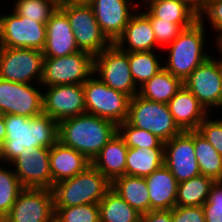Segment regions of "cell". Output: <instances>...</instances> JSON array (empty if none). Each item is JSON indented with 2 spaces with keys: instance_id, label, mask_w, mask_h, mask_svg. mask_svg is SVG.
<instances>
[{
  "instance_id": "1",
  "label": "cell",
  "mask_w": 222,
  "mask_h": 222,
  "mask_svg": "<svg viewBox=\"0 0 222 222\" xmlns=\"http://www.w3.org/2000/svg\"><path fill=\"white\" fill-rule=\"evenodd\" d=\"M4 122L7 134L2 163H11L25 148H51L58 141V122L44 113L31 118L7 114Z\"/></svg>"
},
{
  "instance_id": "2",
  "label": "cell",
  "mask_w": 222,
  "mask_h": 222,
  "mask_svg": "<svg viewBox=\"0 0 222 222\" xmlns=\"http://www.w3.org/2000/svg\"><path fill=\"white\" fill-rule=\"evenodd\" d=\"M117 133V124L87 113L58 122V141L82 153L90 162Z\"/></svg>"
},
{
  "instance_id": "3",
  "label": "cell",
  "mask_w": 222,
  "mask_h": 222,
  "mask_svg": "<svg viewBox=\"0 0 222 222\" xmlns=\"http://www.w3.org/2000/svg\"><path fill=\"white\" fill-rule=\"evenodd\" d=\"M112 183L92 164L70 179L54 184V207L99 204Z\"/></svg>"
},
{
  "instance_id": "4",
  "label": "cell",
  "mask_w": 222,
  "mask_h": 222,
  "mask_svg": "<svg viewBox=\"0 0 222 222\" xmlns=\"http://www.w3.org/2000/svg\"><path fill=\"white\" fill-rule=\"evenodd\" d=\"M204 19L199 18L192 26L183 29L169 44V56L164 68L184 81L191 72L210 56L204 52Z\"/></svg>"
},
{
  "instance_id": "5",
  "label": "cell",
  "mask_w": 222,
  "mask_h": 222,
  "mask_svg": "<svg viewBox=\"0 0 222 222\" xmlns=\"http://www.w3.org/2000/svg\"><path fill=\"white\" fill-rule=\"evenodd\" d=\"M59 9L67 16L80 51L95 57L112 44L103 34L89 3L61 0Z\"/></svg>"
},
{
  "instance_id": "6",
  "label": "cell",
  "mask_w": 222,
  "mask_h": 222,
  "mask_svg": "<svg viewBox=\"0 0 222 222\" xmlns=\"http://www.w3.org/2000/svg\"><path fill=\"white\" fill-rule=\"evenodd\" d=\"M126 121L131 126L150 131L164 143L182 132L167 104L146 100L138 94L130 98Z\"/></svg>"
},
{
  "instance_id": "7",
  "label": "cell",
  "mask_w": 222,
  "mask_h": 222,
  "mask_svg": "<svg viewBox=\"0 0 222 222\" xmlns=\"http://www.w3.org/2000/svg\"><path fill=\"white\" fill-rule=\"evenodd\" d=\"M83 90L87 114L110 120L117 125L127 120L130 102L128 95L110 88L95 74L83 83Z\"/></svg>"
},
{
  "instance_id": "8",
  "label": "cell",
  "mask_w": 222,
  "mask_h": 222,
  "mask_svg": "<svg viewBox=\"0 0 222 222\" xmlns=\"http://www.w3.org/2000/svg\"><path fill=\"white\" fill-rule=\"evenodd\" d=\"M93 71L94 57L84 51L62 57L44 58L40 85L50 87L83 84Z\"/></svg>"
},
{
  "instance_id": "9",
  "label": "cell",
  "mask_w": 222,
  "mask_h": 222,
  "mask_svg": "<svg viewBox=\"0 0 222 222\" xmlns=\"http://www.w3.org/2000/svg\"><path fill=\"white\" fill-rule=\"evenodd\" d=\"M93 74H98L107 86L130 98L138 94L139 88L131 76L128 52L122 51L115 43L94 57Z\"/></svg>"
},
{
  "instance_id": "10",
  "label": "cell",
  "mask_w": 222,
  "mask_h": 222,
  "mask_svg": "<svg viewBox=\"0 0 222 222\" xmlns=\"http://www.w3.org/2000/svg\"><path fill=\"white\" fill-rule=\"evenodd\" d=\"M43 61V51L0 46V79L26 84H33L36 79L40 84Z\"/></svg>"
},
{
  "instance_id": "11",
  "label": "cell",
  "mask_w": 222,
  "mask_h": 222,
  "mask_svg": "<svg viewBox=\"0 0 222 222\" xmlns=\"http://www.w3.org/2000/svg\"><path fill=\"white\" fill-rule=\"evenodd\" d=\"M183 85L209 112L210 107L222 108V61L210 57L196 67Z\"/></svg>"
},
{
  "instance_id": "12",
  "label": "cell",
  "mask_w": 222,
  "mask_h": 222,
  "mask_svg": "<svg viewBox=\"0 0 222 222\" xmlns=\"http://www.w3.org/2000/svg\"><path fill=\"white\" fill-rule=\"evenodd\" d=\"M46 44V24L17 16L14 12L0 17V46L31 48L43 51Z\"/></svg>"
},
{
  "instance_id": "13",
  "label": "cell",
  "mask_w": 222,
  "mask_h": 222,
  "mask_svg": "<svg viewBox=\"0 0 222 222\" xmlns=\"http://www.w3.org/2000/svg\"><path fill=\"white\" fill-rule=\"evenodd\" d=\"M0 113L28 118L43 113V93L32 84L0 79Z\"/></svg>"
},
{
  "instance_id": "14",
  "label": "cell",
  "mask_w": 222,
  "mask_h": 222,
  "mask_svg": "<svg viewBox=\"0 0 222 222\" xmlns=\"http://www.w3.org/2000/svg\"><path fill=\"white\" fill-rule=\"evenodd\" d=\"M164 165L177 182L201 175L193 143V130L182 131L164 143Z\"/></svg>"
},
{
  "instance_id": "15",
  "label": "cell",
  "mask_w": 222,
  "mask_h": 222,
  "mask_svg": "<svg viewBox=\"0 0 222 222\" xmlns=\"http://www.w3.org/2000/svg\"><path fill=\"white\" fill-rule=\"evenodd\" d=\"M50 148H25L9 165L15 166V174L23 188L52 189L49 164Z\"/></svg>"
},
{
  "instance_id": "16",
  "label": "cell",
  "mask_w": 222,
  "mask_h": 222,
  "mask_svg": "<svg viewBox=\"0 0 222 222\" xmlns=\"http://www.w3.org/2000/svg\"><path fill=\"white\" fill-rule=\"evenodd\" d=\"M54 215L52 189L24 188L6 219L7 222H48Z\"/></svg>"
},
{
  "instance_id": "17",
  "label": "cell",
  "mask_w": 222,
  "mask_h": 222,
  "mask_svg": "<svg viewBox=\"0 0 222 222\" xmlns=\"http://www.w3.org/2000/svg\"><path fill=\"white\" fill-rule=\"evenodd\" d=\"M43 93V113L57 122L85 114L83 84L54 85Z\"/></svg>"
},
{
  "instance_id": "18",
  "label": "cell",
  "mask_w": 222,
  "mask_h": 222,
  "mask_svg": "<svg viewBox=\"0 0 222 222\" xmlns=\"http://www.w3.org/2000/svg\"><path fill=\"white\" fill-rule=\"evenodd\" d=\"M132 0H91L88 2L107 39L112 43L121 37L137 6ZM132 5V6H131ZM131 8V9H130ZM132 8L134 10H132ZM132 10V11H131Z\"/></svg>"
},
{
  "instance_id": "19",
  "label": "cell",
  "mask_w": 222,
  "mask_h": 222,
  "mask_svg": "<svg viewBox=\"0 0 222 222\" xmlns=\"http://www.w3.org/2000/svg\"><path fill=\"white\" fill-rule=\"evenodd\" d=\"M80 51L67 16L58 8L46 23L44 58L62 57Z\"/></svg>"
},
{
  "instance_id": "20",
  "label": "cell",
  "mask_w": 222,
  "mask_h": 222,
  "mask_svg": "<svg viewBox=\"0 0 222 222\" xmlns=\"http://www.w3.org/2000/svg\"><path fill=\"white\" fill-rule=\"evenodd\" d=\"M167 105L175 123L182 131L197 130L199 124L210 115L184 85Z\"/></svg>"
},
{
  "instance_id": "21",
  "label": "cell",
  "mask_w": 222,
  "mask_h": 222,
  "mask_svg": "<svg viewBox=\"0 0 222 222\" xmlns=\"http://www.w3.org/2000/svg\"><path fill=\"white\" fill-rule=\"evenodd\" d=\"M49 164L53 188L54 184L84 171L91 162L82 153L57 141L50 148Z\"/></svg>"
},
{
  "instance_id": "22",
  "label": "cell",
  "mask_w": 222,
  "mask_h": 222,
  "mask_svg": "<svg viewBox=\"0 0 222 222\" xmlns=\"http://www.w3.org/2000/svg\"><path fill=\"white\" fill-rule=\"evenodd\" d=\"M144 178L149 190L150 211L172 210L176 206L178 182L170 170L162 165Z\"/></svg>"
},
{
  "instance_id": "23",
  "label": "cell",
  "mask_w": 222,
  "mask_h": 222,
  "mask_svg": "<svg viewBox=\"0 0 222 222\" xmlns=\"http://www.w3.org/2000/svg\"><path fill=\"white\" fill-rule=\"evenodd\" d=\"M115 44L125 52L154 51L155 46H158L151 22L141 11L132 15L124 33ZM125 44L127 48L124 47Z\"/></svg>"
},
{
  "instance_id": "24",
  "label": "cell",
  "mask_w": 222,
  "mask_h": 222,
  "mask_svg": "<svg viewBox=\"0 0 222 222\" xmlns=\"http://www.w3.org/2000/svg\"><path fill=\"white\" fill-rule=\"evenodd\" d=\"M128 147L117 133L98 153L91 164L111 183L126 174Z\"/></svg>"
},
{
  "instance_id": "25",
  "label": "cell",
  "mask_w": 222,
  "mask_h": 222,
  "mask_svg": "<svg viewBox=\"0 0 222 222\" xmlns=\"http://www.w3.org/2000/svg\"><path fill=\"white\" fill-rule=\"evenodd\" d=\"M148 12L156 18L178 24L182 29L199 20L200 3H185L177 0H163L148 3Z\"/></svg>"
},
{
  "instance_id": "26",
  "label": "cell",
  "mask_w": 222,
  "mask_h": 222,
  "mask_svg": "<svg viewBox=\"0 0 222 222\" xmlns=\"http://www.w3.org/2000/svg\"><path fill=\"white\" fill-rule=\"evenodd\" d=\"M111 188L141 215L150 211L149 190L144 177L125 174L116 178Z\"/></svg>"
},
{
  "instance_id": "27",
  "label": "cell",
  "mask_w": 222,
  "mask_h": 222,
  "mask_svg": "<svg viewBox=\"0 0 222 222\" xmlns=\"http://www.w3.org/2000/svg\"><path fill=\"white\" fill-rule=\"evenodd\" d=\"M182 86L181 79L163 68L139 87L138 95L149 101L167 104Z\"/></svg>"
},
{
  "instance_id": "28",
  "label": "cell",
  "mask_w": 222,
  "mask_h": 222,
  "mask_svg": "<svg viewBox=\"0 0 222 222\" xmlns=\"http://www.w3.org/2000/svg\"><path fill=\"white\" fill-rule=\"evenodd\" d=\"M164 148H128L126 175L146 177L164 165Z\"/></svg>"
},
{
  "instance_id": "29",
  "label": "cell",
  "mask_w": 222,
  "mask_h": 222,
  "mask_svg": "<svg viewBox=\"0 0 222 222\" xmlns=\"http://www.w3.org/2000/svg\"><path fill=\"white\" fill-rule=\"evenodd\" d=\"M100 222H139L141 214L112 188L99 202Z\"/></svg>"
},
{
  "instance_id": "30",
  "label": "cell",
  "mask_w": 222,
  "mask_h": 222,
  "mask_svg": "<svg viewBox=\"0 0 222 222\" xmlns=\"http://www.w3.org/2000/svg\"><path fill=\"white\" fill-rule=\"evenodd\" d=\"M193 143L201 175L222 181V156L197 130H193Z\"/></svg>"
},
{
  "instance_id": "31",
  "label": "cell",
  "mask_w": 222,
  "mask_h": 222,
  "mask_svg": "<svg viewBox=\"0 0 222 222\" xmlns=\"http://www.w3.org/2000/svg\"><path fill=\"white\" fill-rule=\"evenodd\" d=\"M215 182L211 177L199 175L178 183L176 206H202Z\"/></svg>"
},
{
  "instance_id": "32",
  "label": "cell",
  "mask_w": 222,
  "mask_h": 222,
  "mask_svg": "<svg viewBox=\"0 0 222 222\" xmlns=\"http://www.w3.org/2000/svg\"><path fill=\"white\" fill-rule=\"evenodd\" d=\"M154 51L128 52L131 76L137 87L150 80L164 68Z\"/></svg>"
},
{
  "instance_id": "33",
  "label": "cell",
  "mask_w": 222,
  "mask_h": 222,
  "mask_svg": "<svg viewBox=\"0 0 222 222\" xmlns=\"http://www.w3.org/2000/svg\"><path fill=\"white\" fill-rule=\"evenodd\" d=\"M61 0H16L13 12L37 22L47 23L59 8Z\"/></svg>"
},
{
  "instance_id": "34",
  "label": "cell",
  "mask_w": 222,
  "mask_h": 222,
  "mask_svg": "<svg viewBox=\"0 0 222 222\" xmlns=\"http://www.w3.org/2000/svg\"><path fill=\"white\" fill-rule=\"evenodd\" d=\"M118 134L128 148H164V142L150 131L131 126L127 121L118 124Z\"/></svg>"
},
{
  "instance_id": "35",
  "label": "cell",
  "mask_w": 222,
  "mask_h": 222,
  "mask_svg": "<svg viewBox=\"0 0 222 222\" xmlns=\"http://www.w3.org/2000/svg\"><path fill=\"white\" fill-rule=\"evenodd\" d=\"M1 165V163H0ZM0 166V214L7 216L19 193L24 189L15 172Z\"/></svg>"
},
{
  "instance_id": "36",
  "label": "cell",
  "mask_w": 222,
  "mask_h": 222,
  "mask_svg": "<svg viewBox=\"0 0 222 222\" xmlns=\"http://www.w3.org/2000/svg\"><path fill=\"white\" fill-rule=\"evenodd\" d=\"M54 217L60 222H100L98 204L54 207Z\"/></svg>"
},
{
  "instance_id": "37",
  "label": "cell",
  "mask_w": 222,
  "mask_h": 222,
  "mask_svg": "<svg viewBox=\"0 0 222 222\" xmlns=\"http://www.w3.org/2000/svg\"><path fill=\"white\" fill-rule=\"evenodd\" d=\"M150 20L158 46L171 44L183 30L178 24L153 17L148 11H142Z\"/></svg>"
},
{
  "instance_id": "38",
  "label": "cell",
  "mask_w": 222,
  "mask_h": 222,
  "mask_svg": "<svg viewBox=\"0 0 222 222\" xmlns=\"http://www.w3.org/2000/svg\"><path fill=\"white\" fill-rule=\"evenodd\" d=\"M197 131L222 156V119L211 120L206 117L199 124Z\"/></svg>"
},
{
  "instance_id": "39",
  "label": "cell",
  "mask_w": 222,
  "mask_h": 222,
  "mask_svg": "<svg viewBox=\"0 0 222 222\" xmlns=\"http://www.w3.org/2000/svg\"><path fill=\"white\" fill-rule=\"evenodd\" d=\"M198 15L199 18L207 16L214 31L222 33V0H200Z\"/></svg>"
},
{
  "instance_id": "40",
  "label": "cell",
  "mask_w": 222,
  "mask_h": 222,
  "mask_svg": "<svg viewBox=\"0 0 222 222\" xmlns=\"http://www.w3.org/2000/svg\"><path fill=\"white\" fill-rule=\"evenodd\" d=\"M171 214L172 222H205L202 206H175Z\"/></svg>"
},
{
  "instance_id": "41",
  "label": "cell",
  "mask_w": 222,
  "mask_h": 222,
  "mask_svg": "<svg viewBox=\"0 0 222 222\" xmlns=\"http://www.w3.org/2000/svg\"><path fill=\"white\" fill-rule=\"evenodd\" d=\"M203 208L222 209V181H216L211 187L207 201L202 205Z\"/></svg>"
},
{
  "instance_id": "42",
  "label": "cell",
  "mask_w": 222,
  "mask_h": 222,
  "mask_svg": "<svg viewBox=\"0 0 222 222\" xmlns=\"http://www.w3.org/2000/svg\"><path fill=\"white\" fill-rule=\"evenodd\" d=\"M139 222H172L171 210H153L140 216Z\"/></svg>"
},
{
  "instance_id": "43",
  "label": "cell",
  "mask_w": 222,
  "mask_h": 222,
  "mask_svg": "<svg viewBox=\"0 0 222 222\" xmlns=\"http://www.w3.org/2000/svg\"><path fill=\"white\" fill-rule=\"evenodd\" d=\"M205 222H222L221 208H203Z\"/></svg>"
},
{
  "instance_id": "44",
  "label": "cell",
  "mask_w": 222,
  "mask_h": 222,
  "mask_svg": "<svg viewBox=\"0 0 222 222\" xmlns=\"http://www.w3.org/2000/svg\"><path fill=\"white\" fill-rule=\"evenodd\" d=\"M6 126L4 122V115L0 113V142L3 144L6 139Z\"/></svg>"
},
{
  "instance_id": "45",
  "label": "cell",
  "mask_w": 222,
  "mask_h": 222,
  "mask_svg": "<svg viewBox=\"0 0 222 222\" xmlns=\"http://www.w3.org/2000/svg\"><path fill=\"white\" fill-rule=\"evenodd\" d=\"M146 4L152 3V2H157V1H163V0H144ZM180 2H185V3H200V0H177Z\"/></svg>"
},
{
  "instance_id": "46",
  "label": "cell",
  "mask_w": 222,
  "mask_h": 222,
  "mask_svg": "<svg viewBox=\"0 0 222 222\" xmlns=\"http://www.w3.org/2000/svg\"><path fill=\"white\" fill-rule=\"evenodd\" d=\"M216 42H217L216 44H218L217 45L218 46L217 50H219L221 55H222V33L219 36L217 35ZM220 60L222 61V58H220Z\"/></svg>"
},
{
  "instance_id": "47",
  "label": "cell",
  "mask_w": 222,
  "mask_h": 222,
  "mask_svg": "<svg viewBox=\"0 0 222 222\" xmlns=\"http://www.w3.org/2000/svg\"><path fill=\"white\" fill-rule=\"evenodd\" d=\"M63 1H68V2H84V3H88L91 0H63Z\"/></svg>"
},
{
  "instance_id": "48",
  "label": "cell",
  "mask_w": 222,
  "mask_h": 222,
  "mask_svg": "<svg viewBox=\"0 0 222 222\" xmlns=\"http://www.w3.org/2000/svg\"><path fill=\"white\" fill-rule=\"evenodd\" d=\"M0 222H7L6 216L0 214Z\"/></svg>"
},
{
  "instance_id": "49",
  "label": "cell",
  "mask_w": 222,
  "mask_h": 222,
  "mask_svg": "<svg viewBox=\"0 0 222 222\" xmlns=\"http://www.w3.org/2000/svg\"><path fill=\"white\" fill-rule=\"evenodd\" d=\"M2 147H3V144L0 142V161L2 163Z\"/></svg>"
},
{
  "instance_id": "50",
  "label": "cell",
  "mask_w": 222,
  "mask_h": 222,
  "mask_svg": "<svg viewBox=\"0 0 222 222\" xmlns=\"http://www.w3.org/2000/svg\"><path fill=\"white\" fill-rule=\"evenodd\" d=\"M48 222H60L58 219H56L55 217H53L50 221Z\"/></svg>"
}]
</instances>
